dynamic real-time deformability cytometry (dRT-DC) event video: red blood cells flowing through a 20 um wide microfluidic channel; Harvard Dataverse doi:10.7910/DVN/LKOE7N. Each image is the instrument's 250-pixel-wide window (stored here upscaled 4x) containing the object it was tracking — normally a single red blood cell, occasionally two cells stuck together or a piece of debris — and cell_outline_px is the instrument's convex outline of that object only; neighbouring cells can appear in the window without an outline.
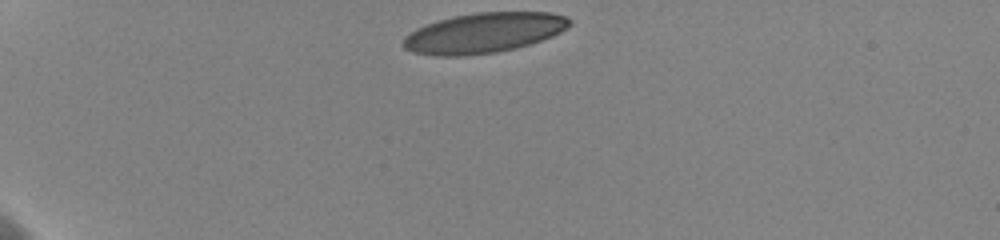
{"species": "human", "species_latin": "Homo sapiens", "temperature_condition": "cold", "stored_images_in_passage": 36, "camera_frame_rate_fps": 3000, "um_per_image_px": 0.085, "donor": {"sex": "female"}, "frame": {"image": 1, "passage_image": 1, "time_ms": 0.0, "image_size_px": [1000, 240], "cell_outline_px": [[572, 24], [560, 32], [552, 36], [516, 48], [496, 52], [460, 56], [436, 56], [412, 52], [404, 48], [404, 36], [416, 28], [440, 20], [456, 16], [476, 12], [548, 12], [564, 16], [572, 20]], "centroid_in_image_um": [41.12, 2.79], "position_along_channel_um": 43.9, "area_um2": 38.61}}
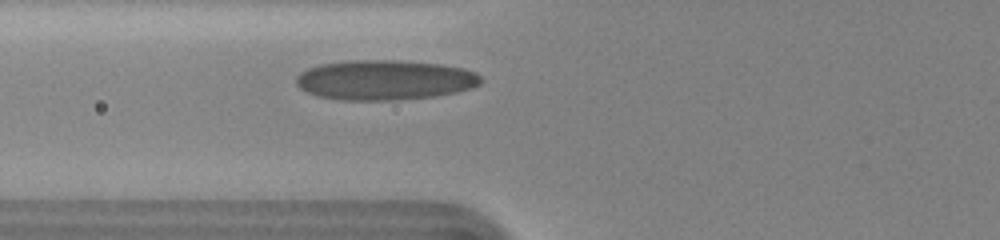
{"frame": {"image": 2, "passage_image": 10, "time_ms": 3.0, "image_size_px": [1000, 240], "cell_outline_px": [[480, 84], [472, 88], [456, 92], [432, 96], [392, 100], [340, 100], [320, 96], [308, 92], [300, 88], [296, 84], [296, 76], [300, 72], [308, 68], [320, 64], [352, 60], [400, 60], [440, 64], [464, 68], [476, 72], [480, 76]], "centroid_in_image_um": [32.7, 6.79], "position_along_channel_um": 93.1, "area_um2": 42.95}}
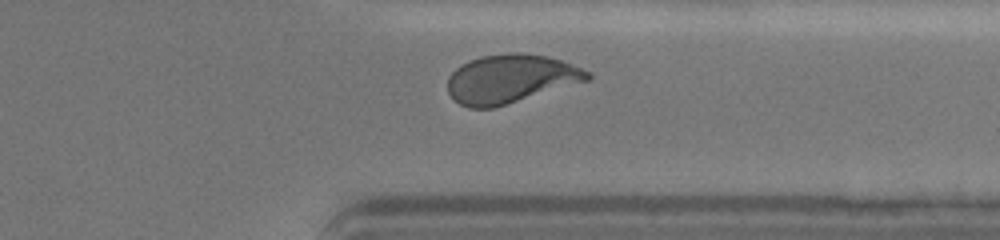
{"frame": {"image": 3, "passage_image": 33, "time_ms": 10.667, "image_size_px": [1000, 240], "cell_outline_px": [[592, 76], [588, 80], [492, 108], [468, 108], [460, 104], [448, 92], [448, 76], [460, 64], [468, 60], [480, 56], [508, 52], [524, 52], [548, 56], [560, 60], [580, 68], [588, 72]], "centroid_in_image_um": [43.34, 6.67], "position_along_channel_um": 368.1, "area_um2": 39.36}, "authors_computed_cell_mechanics": {"area_um2": 39.7953, "velocity_mm_per_s": 3.576, "shape_relaxation_time_tau1_ms": 5.4661, "shape_relaxation_time_tau2_ms": 0.8735, "deformation_change_tau1": 0.1775, "deformation_change_tau2": 0.0639}}